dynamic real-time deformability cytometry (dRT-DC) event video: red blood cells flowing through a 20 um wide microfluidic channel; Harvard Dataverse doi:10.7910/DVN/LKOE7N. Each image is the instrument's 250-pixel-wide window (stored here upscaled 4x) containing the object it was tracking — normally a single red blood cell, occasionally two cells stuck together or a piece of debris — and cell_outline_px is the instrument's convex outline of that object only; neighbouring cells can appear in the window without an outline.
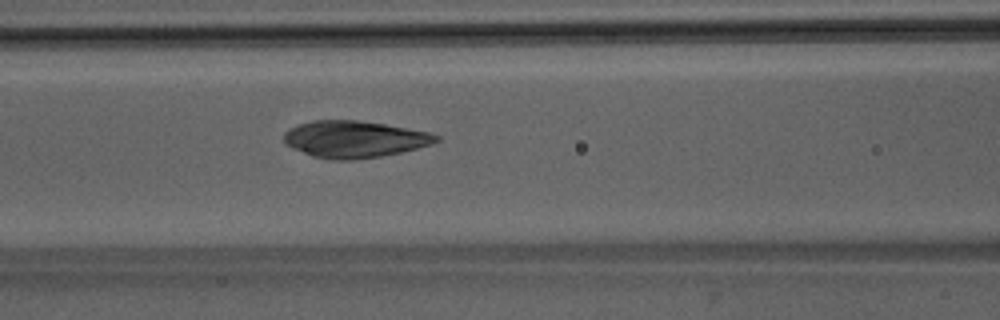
{"species": "Egyptian fruit bat (a non-hibernating species)", "species_latin": "Rousettus aegyptiacus", "temperature_condition": "room temperature", "stored_images_in_passage": 40, "camera_frame_rate_fps": 3000, "um_per_image_px": 0.085, "animal": {"sex": "male"}, "frame": {"image": 1, "passage_image": 12, "time_ms": 3.667, "image_size_px": [1000, 320], "cell_outline_px": [[440, 140], [432, 144], [400, 152], [380, 156], [356, 160], [332, 160], [312, 156], [292, 148], [284, 140], [284, 132], [288, 128], [296, 124], [312, 120], [356, 120], [384, 124], [428, 132], [440, 136]], "centroid_in_image_um": [30.09, 11.83], "position_along_channel_um": 136.5, "area_um2": 32.66}}
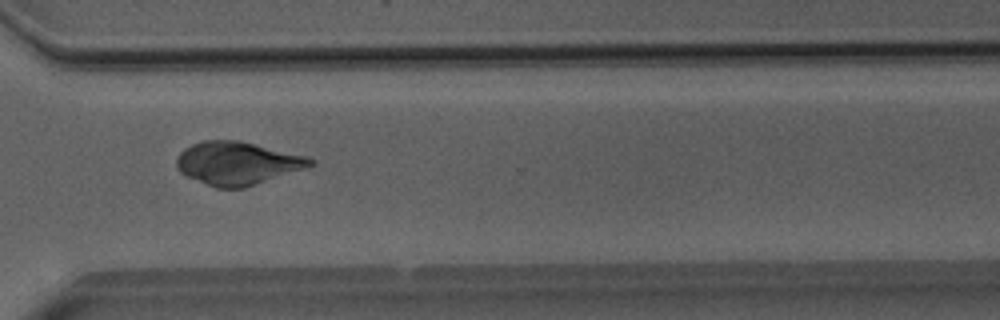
{"frame": {"image": 2, "passage_image": 28, "time_ms": 9.0, "image_size_px": [1000, 320], "cell_outline_px": [[316, 160], [312, 164], [304, 168], [244, 188], [216, 188], [184, 176], [176, 168], [176, 156], [184, 148], [192, 144], [204, 140], [240, 140], [308, 156]], "centroid_in_image_um": [20.13, 13.86], "position_along_channel_um": 350.5, "area_um2": 33.7}}
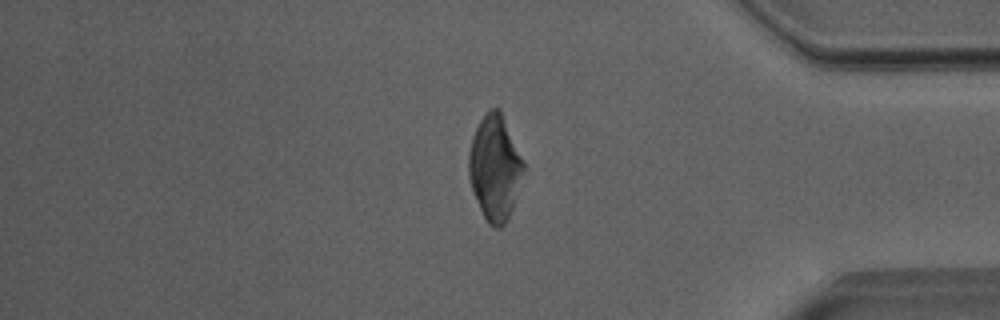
{"frame": {"image": 3, "passage_image": 33, "time_ms": 10.667, "image_size_px": [1000, 320], "cell_outline_px": [[528, 168], [512, 208], [504, 224], [500, 228], [496, 228], [488, 224], [472, 192], [468, 176], [468, 152], [472, 136], [480, 120], [488, 108], [500, 108]], "centroid_in_image_um": [42.09, 14.23], "position_along_channel_um": 393.1, "area_um2": 34.33}}